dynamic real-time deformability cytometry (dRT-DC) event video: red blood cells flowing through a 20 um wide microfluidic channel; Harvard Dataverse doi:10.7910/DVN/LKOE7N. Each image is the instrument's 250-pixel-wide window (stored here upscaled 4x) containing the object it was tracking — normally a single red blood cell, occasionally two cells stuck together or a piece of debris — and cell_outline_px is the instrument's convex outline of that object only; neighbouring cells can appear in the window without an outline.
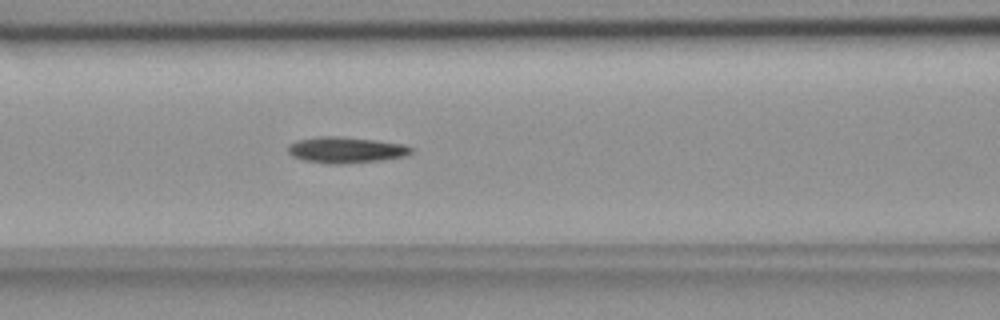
{"species": "common noctule bat (a hibernating species)", "species_latin": "Nyctalus noctula", "temperature_condition": "room temperature", "stored_images_in_passage": 47, "camera_frame_rate_fps": 3000, "um_per_image_px": 0.085, "animal": {"sex": "female", "body_mass_g": 18.4}, "frame": {"image": 1, "passage_image": 15, "time_ms": 4.667, "image_size_px": [1000, 320], "cell_outline_px": [[412, 152], [404, 156], [380, 160], [340, 164], [332, 164], [304, 160], [292, 156], [288, 152], [288, 144], [296, 140], [320, 136], [340, 136], [376, 140], [404, 144], [412, 148]], "centroid_in_image_um": [29.37, 12.73], "position_along_channel_um": 137.2, "area_um2": 18.67}}
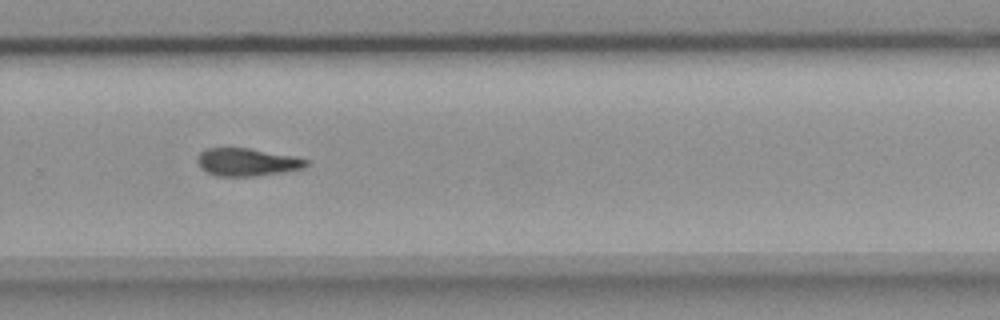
{"frame": {"image": 2, "passage_image": 29, "time_ms": 9.333, "image_size_px": [1000, 320], "cell_outline_px": [[308, 164], [304, 168], [256, 176], [220, 176], [208, 172], [196, 160], [200, 152], [208, 148], [248, 148], [296, 156], [308, 160]], "centroid_in_image_um": [21.04, 13.77], "position_along_channel_um": 308.8, "area_um2": 17.34}}
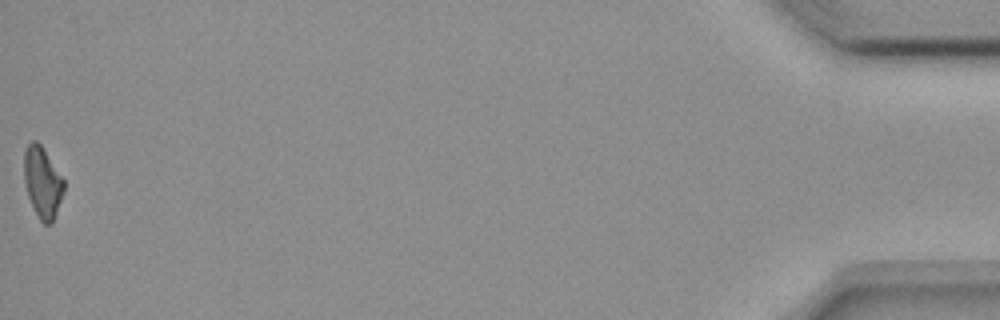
{"frame": {"image": 3, "passage_image": 47, "time_ms": 15.333, "image_size_px": [1000, 320], "cell_outline_px": [[64, 192], [52, 224], [44, 224], [40, 220], [28, 196], [24, 180], [24, 152], [28, 144], [32, 140], [36, 140], [40, 144], [64, 180]], "centroid_in_image_um": [3.61, 15.51], "position_along_channel_um": 431.6, "area_um2": 16.24}, "authors_computed_cell_mechanics": {"area_um2": 17.629, "velocity_mm_per_s": 3.692, "shape_relaxation_time_tau1_ms": 5.5592, "shape_relaxation_time_tau2_ms": null, "deformation_change_tau1": 0.1967, "deformation_change_tau2": null}}